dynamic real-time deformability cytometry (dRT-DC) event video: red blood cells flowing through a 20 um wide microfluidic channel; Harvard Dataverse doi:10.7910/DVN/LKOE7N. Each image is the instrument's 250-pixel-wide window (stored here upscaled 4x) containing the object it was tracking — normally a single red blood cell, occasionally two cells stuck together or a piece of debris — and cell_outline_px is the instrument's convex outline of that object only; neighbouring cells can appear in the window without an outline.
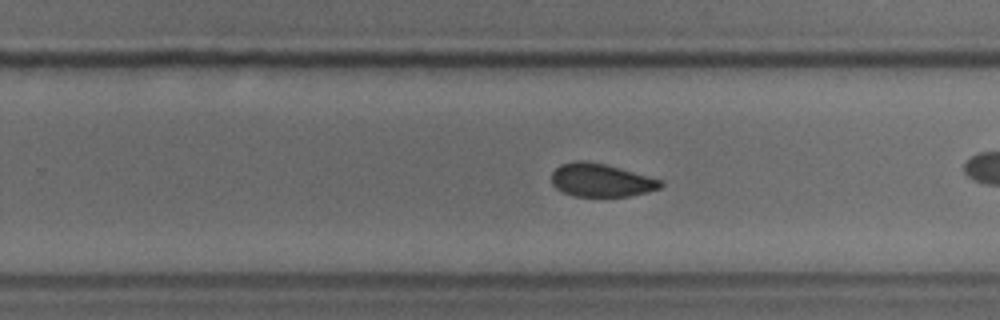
{"species": "common noctule bat (a hibernating species)", "species_latin": "Nyctalus noctula", "temperature_condition": "cold", "stored_images_in_passage": 20, "camera_frame_rate_fps": 3000, "um_per_image_px": 0.085, "animal": {"sex": "male", "body_mass_g": 18.8}, "frame": {"image": 1, "passage_image": 17, "time_ms": 5.333, "image_size_px": [1000, 320], "cell_outline_px": [[664, 184], [660, 188], [648, 192], [628, 196], [572, 196], [556, 188], [552, 184], [552, 172], [560, 164], [576, 160], [584, 160], [604, 164], [620, 168], [664, 180]], "centroid_in_image_um": [51.1, 15.31], "position_along_channel_um": 278.7, "area_um2": 21.15}}
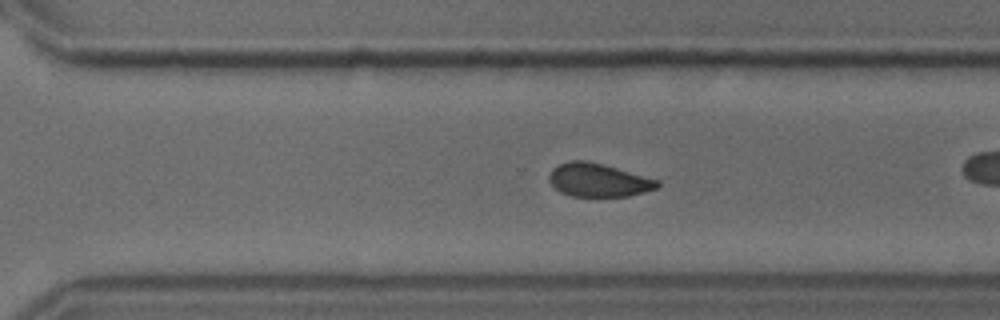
{"frame": {"image": 2, "passage_image": 20, "time_ms": 6.333, "image_size_px": [1000, 320], "cell_outline_px": [[660, 184], [656, 188], [644, 192], [628, 196], [572, 196], [560, 192], [548, 180], [548, 176], [552, 168], [568, 160], [584, 160], [604, 164], [660, 180]], "centroid_in_image_um": [50.85, 15.3], "position_along_channel_um": 319.7, "area_um2": 21.1}}